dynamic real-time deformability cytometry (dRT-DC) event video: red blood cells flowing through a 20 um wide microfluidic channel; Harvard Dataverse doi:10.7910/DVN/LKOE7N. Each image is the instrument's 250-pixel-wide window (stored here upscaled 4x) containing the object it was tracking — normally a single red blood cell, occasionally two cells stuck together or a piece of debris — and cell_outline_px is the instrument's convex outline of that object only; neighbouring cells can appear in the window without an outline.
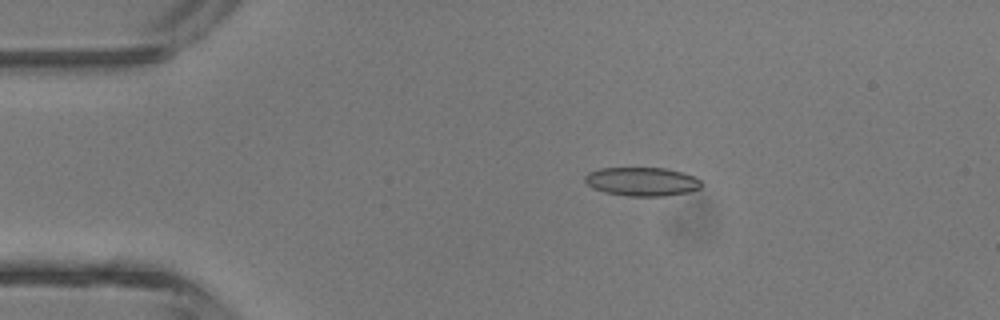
{"species": "common noctule bat (a hibernating species)", "species_latin": "Nyctalus noctula", "temperature_condition": "room temperature", "stored_images_in_passage": 4, "camera_frame_rate_fps": 3000, "um_per_image_px": 0.085, "animal": {"sex": "male", "body_mass_g": 13.3}, "frame": {"image": 1, "passage_image": 3, "time_ms": 2.333, "image_size_px": [1000, 320], "cell_outline_px": [[700, 188], [688, 192], [664, 196], [628, 196], [604, 192], [592, 188], [584, 180], [584, 176], [588, 172], [600, 168], [668, 168], [684, 172], [696, 176], [700, 180]], "centroid_in_image_um": [54.57, 15.43], "position_along_channel_um": 30.4, "area_um2": 19.65}}